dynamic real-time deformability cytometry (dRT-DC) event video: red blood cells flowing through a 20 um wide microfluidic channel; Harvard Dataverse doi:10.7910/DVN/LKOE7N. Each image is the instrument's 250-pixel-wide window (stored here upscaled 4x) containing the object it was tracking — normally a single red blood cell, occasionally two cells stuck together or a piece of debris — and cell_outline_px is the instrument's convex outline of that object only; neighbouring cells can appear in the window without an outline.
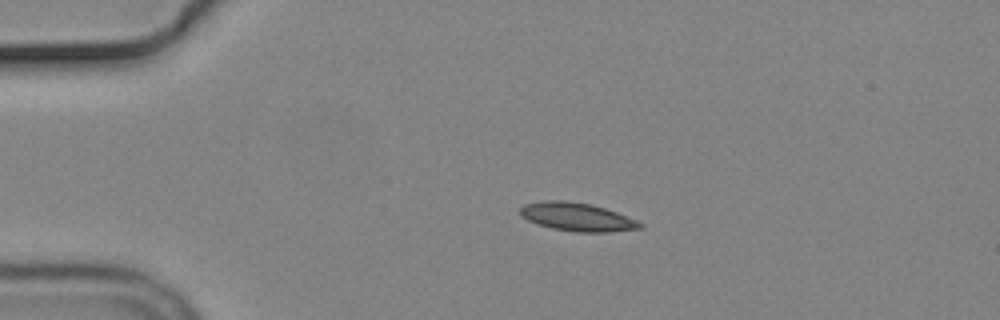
{"species": "common noctule bat (a hibernating species)", "species_latin": "Nyctalus noctula", "temperature_condition": "cold", "stored_images_in_passage": 45, "camera_frame_rate_fps": 3000, "um_per_image_px": 0.085, "animal": {"sex": "male", "body_mass_g": 19.2, "forearm_length_mm": 51.8}, "frame": {"image": 1, "passage_image": 1, "time_ms": 0.0, "image_size_px": [1000, 320], "cell_outline_px": [[644, 228], [608, 232], [576, 232], [552, 228], [528, 220], [520, 216], [520, 208], [524, 204], [544, 200], [564, 200], [592, 204], [616, 212], [636, 220], [644, 224]], "centroid_in_image_um": [49.06, 18.43], "position_along_channel_um": 35.9, "area_um2": 19.77}}
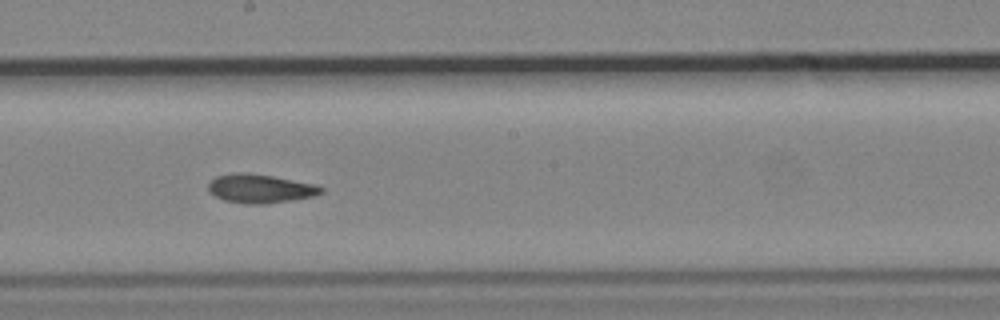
{"frame": {"image": 2, "passage_image": 20, "time_ms": 6.333, "image_size_px": [1000, 320], "cell_outline_px": [[324, 192], [316, 196], [292, 200], [264, 204], [244, 204], [224, 200], [208, 192], [208, 184], [216, 176], [236, 172], [248, 172], [272, 176], [316, 184], [324, 188]], "centroid_in_image_um": [22.13, 16.03], "position_along_channel_um": 226.1, "area_um2": 19.13}}
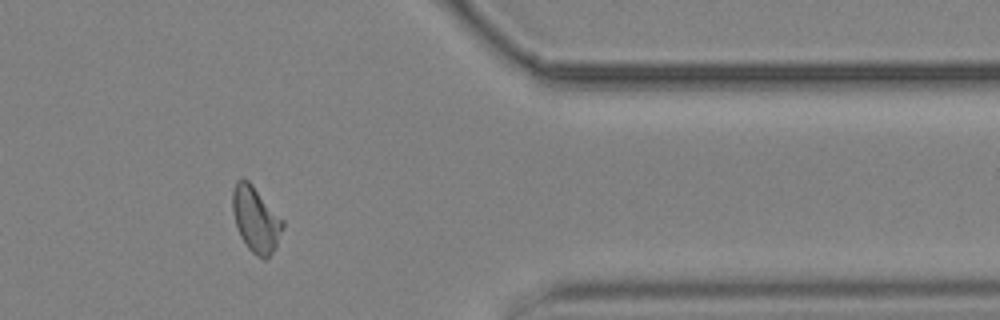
{"frame": {"image": 3, "passage_image": 35, "time_ms": 11.333, "image_size_px": [1000, 320], "cell_outline_px": [[284, 224], [276, 248], [264, 260], [256, 256], [248, 248], [240, 236], [232, 212], [232, 188], [236, 180], [248, 180], [252, 184], [284, 220]], "centroid_in_image_um": [21.74, 18.65], "position_along_channel_um": 389.7, "area_um2": 19.19}, "authors_computed_cell_mechanics": {"area_um2": 18.785, "velocity_mm_per_s": 3.6614, "shape_relaxation_time_tau1_ms": null, "shape_relaxation_time_tau2_ms": 2.6851, "deformation_change_tau1": null, "deformation_change_tau2": 0.0752}}